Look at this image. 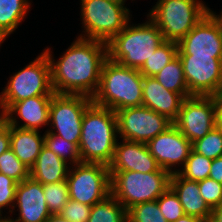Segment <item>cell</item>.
Here are the masks:
<instances>
[{"label": "cell", "instance_id": "6", "mask_svg": "<svg viewBox=\"0 0 222 222\" xmlns=\"http://www.w3.org/2000/svg\"><path fill=\"white\" fill-rule=\"evenodd\" d=\"M209 11L200 0H158L147 17L165 41L179 43Z\"/></svg>", "mask_w": 222, "mask_h": 222}, {"label": "cell", "instance_id": "22", "mask_svg": "<svg viewBox=\"0 0 222 222\" xmlns=\"http://www.w3.org/2000/svg\"><path fill=\"white\" fill-rule=\"evenodd\" d=\"M68 164L43 146L37 160L30 168V178L42 184L64 181L68 176L69 169H71Z\"/></svg>", "mask_w": 222, "mask_h": 222}, {"label": "cell", "instance_id": "27", "mask_svg": "<svg viewBox=\"0 0 222 222\" xmlns=\"http://www.w3.org/2000/svg\"><path fill=\"white\" fill-rule=\"evenodd\" d=\"M44 146L64 161L67 162L68 160L70 165L72 163V166L81 163L79 147L73 142L64 140L61 136L45 131Z\"/></svg>", "mask_w": 222, "mask_h": 222}, {"label": "cell", "instance_id": "4", "mask_svg": "<svg viewBox=\"0 0 222 222\" xmlns=\"http://www.w3.org/2000/svg\"><path fill=\"white\" fill-rule=\"evenodd\" d=\"M145 23L125 26L108 43V58L122 66L140 69L145 61L153 55L155 49L165 40L157 27L150 19Z\"/></svg>", "mask_w": 222, "mask_h": 222}, {"label": "cell", "instance_id": "1", "mask_svg": "<svg viewBox=\"0 0 222 222\" xmlns=\"http://www.w3.org/2000/svg\"><path fill=\"white\" fill-rule=\"evenodd\" d=\"M43 52L49 60L54 93L94 96L108 59L106 42L78 37L57 62L48 47Z\"/></svg>", "mask_w": 222, "mask_h": 222}, {"label": "cell", "instance_id": "33", "mask_svg": "<svg viewBox=\"0 0 222 222\" xmlns=\"http://www.w3.org/2000/svg\"><path fill=\"white\" fill-rule=\"evenodd\" d=\"M156 201L168 222H174L185 215L178 196L170 187Z\"/></svg>", "mask_w": 222, "mask_h": 222}, {"label": "cell", "instance_id": "19", "mask_svg": "<svg viewBox=\"0 0 222 222\" xmlns=\"http://www.w3.org/2000/svg\"><path fill=\"white\" fill-rule=\"evenodd\" d=\"M184 99L181 94L164 88L154 77L143 76V106L174 122Z\"/></svg>", "mask_w": 222, "mask_h": 222}, {"label": "cell", "instance_id": "14", "mask_svg": "<svg viewBox=\"0 0 222 222\" xmlns=\"http://www.w3.org/2000/svg\"><path fill=\"white\" fill-rule=\"evenodd\" d=\"M191 95H222V58L179 56Z\"/></svg>", "mask_w": 222, "mask_h": 222}, {"label": "cell", "instance_id": "35", "mask_svg": "<svg viewBox=\"0 0 222 222\" xmlns=\"http://www.w3.org/2000/svg\"><path fill=\"white\" fill-rule=\"evenodd\" d=\"M92 206L69 199L59 215L70 222H88Z\"/></svg>", "mask_w": 222, "mask_h": 222}, {"label": "cell", "instance_id": "28", "mask_svg": "<svg viewBox=\"0 0 222 222\" xmlns=\"http://www.w3.org/2000/svg\"><path fill=\"white\" fill-rule=\"evenodd\" d=\"M212 160L195 152H190L182 170L176 171L181 177L190 181H202L209 177Z\"/></svg>", "mask_w": 222, "mask_h": 222}, {"label": "cell", "instance_id": "32", "mask_svg": "<svg viewBox=\"0 0 222 222\" xmlns=\"http://www.w3.org/2000/svg\"><path fill=\"white\" fill-rule=\"evenodd\" d=\"M0 173L14 179L17 183L30 177V169L15 156L11 149L0 155Z\"/></svg>", "mask_w": 222, "mask_h": 222}, {"label": "cell", "instance_id": "12", "mask_svg": "<svg viewBox=\"0 0 222 222\" xmlns=\"http://www.w3.org/2000/svg\"><path fill=\"white\" fill-rule=\"evenodd\" d=\"M217 96L192 95L184 99L173 124L191 142L203 138L216 125Z\"/></svg>", "mask_w": 222, "mask_h": 222}, {"label": "cell", "instance_id": "23", "mask_svg": "<svg viewBox=\"0 0 222 222\" xmlns=\"http://www.w3.org/2000/svg\"><path fill=\"white\" fill-rule=\"evenodd\" d=\"M30 5L28 0H0V45L18 28Z\"/></svg>", "mask_w": 222, "mask_h": 222}, {"label": "cell", "instance_id": "3", "mask_svg": "<svg viewBox=\"0 0 222 222\" xmlns=\"http://www.w3.org/2000/svg\"><path fill=\"white\" fill-rule=\"evenodd\" d=\"M92 101L114 112L143 106V75L138 69L122 66L108 58L103 64L99 86Z\"/></svg>", "mask_w": 222, "mask_h": 222}, {"label": "cell", "instance_id": "36", "mask_svg": "<svg viewBox=\"0 0 222 222\" xmlns=\"http://www.w3.org/2000/svg\"><path fill=\"white\" fill-rule=\"evenodd\" d=\"M17 182L5 174L0 173V217L2 216V208H13L15 201V191Z\"/></svg>", "mask_w": 222, "mask_h": 222}, {"label": "cell", "instance_id": "8", "mask_svg": "<svg viewBox=\"0 0 222 222\" xmlns=\"http://www.w3.org/2000/svg\"><path fill=\"white\" fill-rule=\"evenodd\" d=\"M81 3L85 34L78 36L80 38L108 43L130 22V11L124 4L108 0H81Z\"/></svg>", "mask_w": 222, "mask_h": 222}, {"label": "cell", "instance_id": "11", "mask_svg": "<svg viewBox=\"0 0 222 222\" xmlns=\"http://www.w3.org/2000/svg\"><path fill=\"white\" fill-rule=\"evenodd\" d=\"M118 134L122 140L147 144L173 122L148 107H128L116 111Z\"/></svg>", "mask_w": 222, "mask_h": 222}, {"label": "cell", "instance_id": "13", "mask_svg": "<svg viewBox=\"0 0 222 222\" xmlns=\"http://www.w3.org/2000/svg\"><path fill=\"white\" fill-rule=\"evenodd\" d=\"M178 56L222 58V15L210 10L178 43Z\"/></svg>", "mask_w": 222, "mask_h": 222}, {"label": "cell", "instance_id": "26", "mask_svg": "<svg viewBox=\"0 0 222 222\" xmlns=\"http://www.w3.org/2000/svg\"><path fill=\"white\" fill-rule=\"evenodd\" d=\"M178 54V43L164 41L149 57L144 65L139 69L143 76H156L167 64H169Z\"/></svg>", "mask_w": 222, "mask_h": 222}, {"label": "cell", "instance_id": "17", "mask_svg": "<svg viewBox=\"0 0 222 222\" xmlns=\"http://www.w3.org/2000/svg\"><path fill=\"white\" fill-rule=\"evenodd\" d=\"M159 169L160 166L150 154L147 144L127 140L116 144L112 161L108 165L109 172L150 173Z\"/></svg>", "mask_w": 222, "mask_h": 222}, {"label": "cell", "instance_id": "29", "mask_svg": "<svg viewBox=\"0 0 222 222\" xmlns=\"http://www.w3.org/2000/svg\"><path fill=\"white\" fill-rule=\"evenodd\" d=\"M43 193L51 214H59L69 200L67 180L57 183L43 184Z\"/></svg>", "mask_w": 222, "mask_h": 222}, {"label": "cell", "instance_id": "24", "mask_svg": "<svg viewBox=\"0 0 222 222\" xmlns=\"http://www.w3.org/2000/svg\"><path fill=\"white\" fill-rule=\"evenodd\" d=\"M154 78L167 90L181 94L184 98L192 96L185 80L182 62L177 55Z\"/></svg>", "mask_w": 222, "mask_h": 222}, {"label": "cell", "instance_id": "40", "mask_svg": "<svg viewBox=\"0 0 222 222\" xmlns=\"http://www.w3.org/2000/svg\"><path fill=\"white\" fill-rule=\"evenodd\" d=\"M209 222H222V204L212 209Z\"/></svg>", "mask_w": 222, "mask_h": 222}, {"label": "cell", "instance_id": "16", "mask_svg": "<svg viewBox=\"0 0 222 222\" xmlns=\"http://www.w3.org/2000/svg\"><path fill=\"white\" fill-rule=\"evenodd\" d=\"M14 202L9 212L18 207L19 217L15 220L9 217L13 222H46L52 215L45 201L43 184L30 177L17 183Z\"/></svg>", "mask_w": 222, "mask_h": 222}, {"label": "cell", "instance_id": "20", "mask_svg": "<svg viewBox=\"0 0 222 222\" xmlns=\"http://www.w3.org/2000/svg\"><path fill=\"white\" fill-rule=\"evenodd\" d=\"M170 188L178 196L185 215L195 216L209 222L212 209L200 195L198 182L187 180L178 173H174L171 174Z\"/></svg>", "mask_w": 222, "mask_h": 222}, {"label": "cell", "instance_id": "44", "mask_svg": "<svg viewBox=\"0 0 222 222\" xmlns=\"http://www.w3.org/2000/svg\"><path fill=\"white\" fill-rule=\"evenodd\" d=\"M114 3L125 4V0H108Z\"/></svg>", "mask_w": 222, "mask_h": 222}, {"label": "cell", "instance_id": "31", "mask_svg": "<svg viewBox=\"0 0 222 222\" xmlns=\"http://www.w3.org/2000/svg\"><path fill=\"white\" fill-rule=\"evenodd\" d=\"M128 222H168L156 200L132 206L127 211Z\"/></svg>", "mask_w": 222, "mask_h": 222}, {"label": "cell", "instance_id": "7", "mask_svg": "<svg viewBox=\"0 0 222 222\" xmlns=\"http://www.w3.org/2000/svg\"><path fill=\"white\" fill-rule=\"evenodd\" d=\"M0 93L1 112L13 103L35 96H53L49 60L42 52L34 61L10 77Z\"/></svg>", "mask_w": 222, "mask_h": 222}, {"label": "cell", "instance_id": "2", "mask_svg": "<svg viewBox=\"0 0 222 222\" xmlns=\"http://www.w3.org/2000/svg\"><path fill=\"white\" fill-rule=\"evenodd\" d=\"M117 135L116 112L92 103L84 112L82 119L79 141L81 162L108 166L118 142Z\"/></svg>", "mask_w": 222, "mask_h": 222}, {"label": "cell", "instance_id": "42", "mask_svg": "<svg viewBox=\"0 0 222 222\" xmlns=\"http://www.w3.org/2000/svg\"><path fill=\"white\" fill-rule=\"evenodd\" d=\"M46 222H70L69 220L61 217L59 214H52Z\"/></svg>", "mask_w": 222, "mask_h": 222}, {"label": "cell", "instance_id": "5", "mask_svg": "<svg viewBox=\"0 0 222 222\" xmlns=\"http://www.w3.org/2000/svg\"><path fill=\"white\" fill-rule=\"evenodd\" d=\"M171 174L158 171L110 172L111 195L128 211L132 206L157 200L170 187Z\"/></svg>", "mask_w": 222, "mask_h": 222}, {"label": "cell", "instance_id": "34", "mask_svg": "<svg viewBox=\"0 0 222 222\" xmlns=\"http://www.w3.org/2000/svg\"><path fill=\"white\" fill-rule=\"evenodd\" d=\"M200 195L211 209L222 204V183L211 178H206L198 182Z\"/></svg>", "mask_w": 222, "mask_h": 222}, {"label": "cell", "instance_id": "43", "mask_svg": "<svg viewBox=\"0 0 222 222\" xmlns=\"http://www.w3.org/2000/svg\"><path fill=\"white\" fill-rule=\"evenodd\" d=\"M0 222H13L12 220H10L8 217L6 218L5 216L2 218H0Z\"/></svg>", "mask_w": 222, "mask_h": 222}, {"label": "cell", "instance_id": "30", "mask_svg": "<svg viewBox=\"0 0 222 222\" xmlns=\"http://www.w3.org/2000/svg\"><path fill=\"white\" fill-rule=\"evenodd\" d=\"M195 152L214 160L222 156V134L214 127L203 138L192 143Z\"/></svg>", "mask_w": 222, "mask_h": 222}, {"label": "cell", "instance_id": "10", "mask_svg": "<svg viewBox=\"0 0 222 222\" xmlns=\"http://www.w3.org/2000/svg\"><path fill=\"white\" fill-rule=\"evenodd\" d=\"M92 103V98L85 95L55 93L49 108V123L53 128L47 131L79 147L83 114Z\"/></svg>", "mask_w": 222, "mask_h": 222}, {"label": "cell", "instance_id": "41", "mask_svg": "<svg viewBox=\"0 0 222 222\" xmlns=\"http://www.w3.org/2000/svg\"><path fill=\"white\" fill-rule=\"evenodd\" d=\"M174 222H205L204 220L195 217V216H191V215H184L181 218L177 219Z\"/></svg>", "mask_w": 222, "mask_h": 222}, {"label": "cell", "instance_id": "38", "mask_svg": "<svg viewBox=\"0 0 222 222\" xmlns=\"http://www.w3.org/2000/svg\"><path fill=\"white\" fill-rule=\"evenodd\" d=\"M209 178L222 183V156L212 160Z\"/></svg>", "mask_w": 222, "mask_h": 222}, {"label": "cell", "instance_id": "15", "mask_svg": "<svg viewBox=\"0 0 222 222\" xmlns=\"http://www.w3.org/2000/svg\"><path fill=\"white\" fill-rule=\"evenodd\" d=\"M150 154L156 159L157 164L170 174L181 164L182 168L192 151V143L172 124L164 132L158 134L147 143Z\"/></svg>", "mask_w": 222, "mask_h": 222}, {"label": "cell", "instance_id": "39", "mask_svg": "<svg viewBox=\"0 0 222 222\" xmlns=\"http://www.w3.org/2000/svg\"><path fill=\"white\" fill-rule=\"evenodd\" d=\"M215 127L222 134V95L218 97V106H217Z\"/></svg>", "mask_w": 222, "mask_h": 222}, {"label": "cell", "instance_id": "18", "mask_svg": "<svg viewBox=\"0 0 222 222\" xmlns=\"http://www.w3.org/2000/svg\"><path fill=\"white\" fill-rule=\"evenodd\" d=\"M53 96H35L13 103L5 112L8 125L23 129L37 130L46 124L49 125V108ZM17 113V114H16ZM17 117L24 121L19 126Z\"/></svg>", "mask_w": 222, "mask_h": 222}, {"label": "cell", "instance_id": "37", "mask_svg": "<svg viewBox=\"0 0 222 222\" xmlns=\"http://www.w3.org/2000/svg\"><path fill=\"white\" fill-rule=\"evenodd\" d=\"M10 149L9 125L3 112L0 113V155Z\"/></svg>", "mask_w": 222, "mask_h": 222}, {"label": "cell", "instance_id": "9", "mask_svg": "<svg viewBox=\"0 0 222 222\" xmlns=\"http://www.w3.org/2000/svg\"><path fill=\"white\" fill-rule=\"evenodd\" d=\"M73 166L66 178L69 199L93 206L111 195L108 166L83 162Z\"/></svg>", "mask_w": 222, "mask_h": 222}, {"label": "cell", "instance_id": "25", "mask_svg": "<svg viewBox=\"0 0 222 222\" xmlns=\"http://www.w3.org/2000/svg\"><path fill=\"white\" fill-rule=\"evenodd\" d=\"M88 222H128L127 210L112 195L92 206Z\"/></svg>", "mask_w": 222, "mask_h": 222}, {"label": "cell", "instance_id": "21", "mask_svg": "<svg viewBox=\"0 0 222 222\" xmlns=\"http://www.w3.org/2000/svg\"><path fill=\"white\" fill-rule=\"evenodd\" d=\"M9 135L10 149L30 169L44 146V135L41 137L37 130L23 129L10 125Z\"/></svg>", "mask_w": 222, "mask_h": 222}]
</instances>
